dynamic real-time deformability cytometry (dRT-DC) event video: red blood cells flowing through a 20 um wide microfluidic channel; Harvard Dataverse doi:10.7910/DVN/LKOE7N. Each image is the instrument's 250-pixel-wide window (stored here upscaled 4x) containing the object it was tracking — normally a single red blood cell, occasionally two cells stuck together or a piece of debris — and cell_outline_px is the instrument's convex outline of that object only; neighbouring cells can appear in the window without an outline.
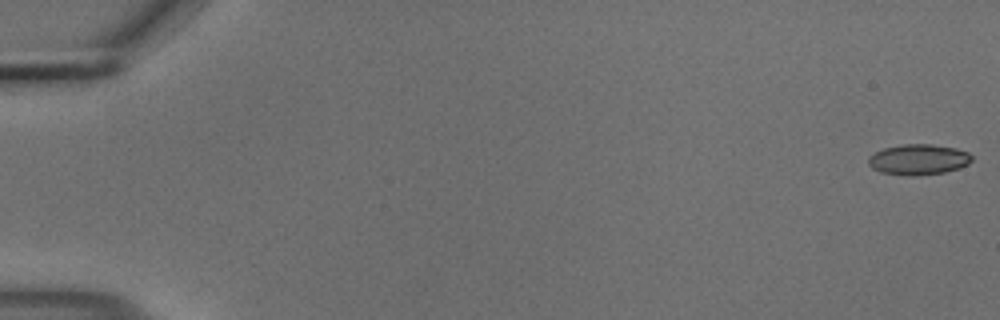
{"species": "common noctule bat (a hibernating species)", "species_latin": "Nyctalus noctula", "temperature_condition": "cold", "stored_images_in_passage": 55, "camera_frame_rate_fps": 3000, "um_per_image_px": 0.085, "animal": {"sex": "male", "body_mass_g": 18.8}, "frame": {"image": 1, "passage_image": 1, "time_ms": 0.0, "image_size_px": [1000, 320], "cell_outline_px": [[972, 160], [968, 164], [944, 172], [912, 176], [908, 176], [880, 172], [872, 168], [868, 164], [868, 156], [884, 148], [904, 144], [932, 144], [956, 148], [968, 152], [972, 156]], "centroid_in_image_um": [78.05, 13.55], "position_along_channel_um": 7.0, "area_um2": 18.38}}
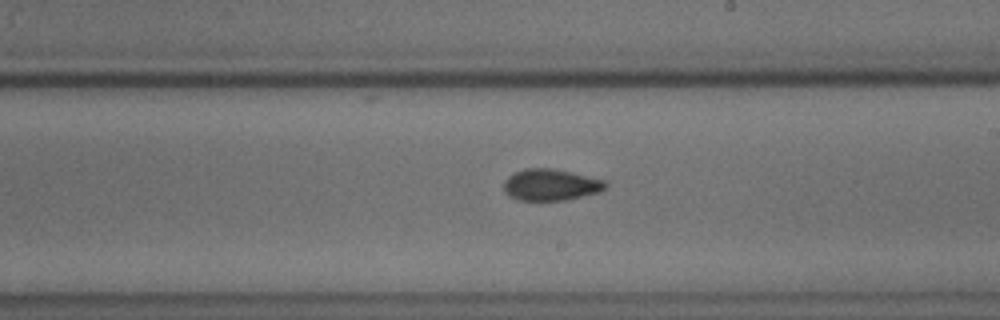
{"frame": {"image": 2, "passage_image": 33, "time_ms": 10.667, "image_size_px": [1000, 320], "cell_outline_px": [[608, 184], [600, 192], [568, 200], [520, 200], [508, 196], [504, 192], [504, 180], [508, 176], [524, 168], [552, 168], [572, 172], [608, 180]], "centroid_in_image_um": [46.84, 15.7], "position_along_channel_um": 242.2, "area_um2": 18.96}}
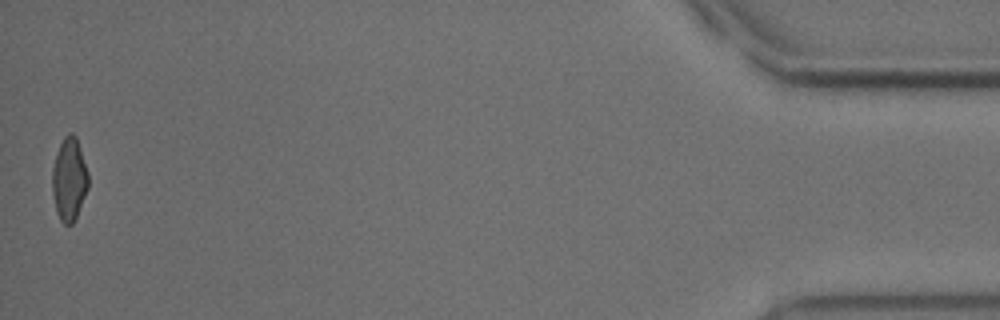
{"frame": {"image": 3, "passage_image": 55, "time_ms": 18.0, "image_size_px": [1000, 320], "cell_outline_px": [[88, 188], [76, 216], [72, 224], [64, 224], [60, 220], [56, 212], [52, 192], [52, 168], [56, 152], [64, 136], [68, 132], [72, 132], [76, 136], [88, 172]], "centroid_in_image_um": [5.86, 15.21], "position_along_channel_um": 429.3, "area_um2": 17.46}, "authors_computed_cell_mechanics": {"area_um2": 18.2648, "velocity_mm_per_s": 3.7091, "shape_relaxation_time_tau1_ms": null, "shape_relaxation_time_tau2_ms": 2.681, "deformation_change_tau1": null, "deformation_change_tau2": 0.0818}}